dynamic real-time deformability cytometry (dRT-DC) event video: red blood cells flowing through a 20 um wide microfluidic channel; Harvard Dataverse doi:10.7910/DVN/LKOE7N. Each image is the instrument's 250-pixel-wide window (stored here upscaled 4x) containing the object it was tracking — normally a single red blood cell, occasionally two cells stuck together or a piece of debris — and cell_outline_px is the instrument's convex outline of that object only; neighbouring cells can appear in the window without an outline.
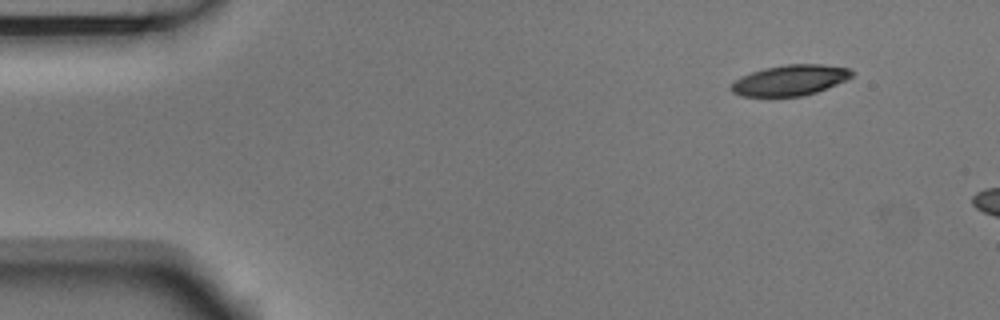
{"species": "Egyptian fruit bat (a non-hibernating species)", "species_latin": "Rousettus aegyptiacus", "temperature_condition": "room temperature", "stored_images_in_passage": 3, "camera_frame_rate_fps": 3000, "um_per_image_px": 0.085, "animal": {"sex": "male"}, "frame": {"image": 1, "passage_image": 1, "time_ms": 0.0, "image_size_px": [1000, 320], "cell_outline_px": [[852, 76], [836, 84], [816, 92], [804, 96], [740, 96], [732, 92], [728, 88], [740, 76], [764, 68], [788, 64], [820, 64], [848, 68], [852, 72]], "centroid_in_image_um": [67.1, 6.82], "position_along_channel_um": 17.9, "area_um2": 21.33}}